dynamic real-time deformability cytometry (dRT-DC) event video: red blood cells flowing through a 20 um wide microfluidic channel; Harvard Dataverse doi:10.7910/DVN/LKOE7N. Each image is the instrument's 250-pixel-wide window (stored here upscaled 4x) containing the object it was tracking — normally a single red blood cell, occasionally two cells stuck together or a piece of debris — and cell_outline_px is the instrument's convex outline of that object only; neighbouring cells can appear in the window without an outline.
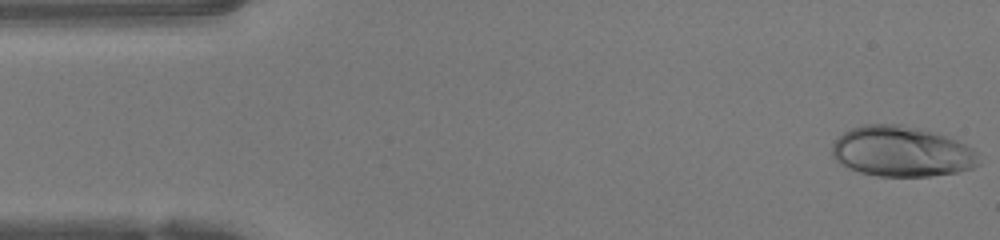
{"species": "human", "species_latin": "Homo sapiens", "temperature_condition": "warm", "stored_images_in_passage": 10, "camera_frame_rate_fps": 3000, "um_per_image_px": 0.085, "donor": {"sex": "female"}, "frame": {"image": 1, "passage_image": 1, "time_ms": 0.0, "image_size_px": [1000, 240], "cell_outline_px": [[980, 164], [972, 168], [956, 172], [928, 176], [880, 176], [860, 172], [848, 168], [840, 164], [832, 156], [832, 144], [836, 136], [852, 128], [864, 124], [900, 124], [924, 128], [956, 140], [972, 148], [976, 152]], "centroid_in_image_um": [76.61, 12.86], "position_along_channel_um": 8.4, "area_um2": 43.35}}